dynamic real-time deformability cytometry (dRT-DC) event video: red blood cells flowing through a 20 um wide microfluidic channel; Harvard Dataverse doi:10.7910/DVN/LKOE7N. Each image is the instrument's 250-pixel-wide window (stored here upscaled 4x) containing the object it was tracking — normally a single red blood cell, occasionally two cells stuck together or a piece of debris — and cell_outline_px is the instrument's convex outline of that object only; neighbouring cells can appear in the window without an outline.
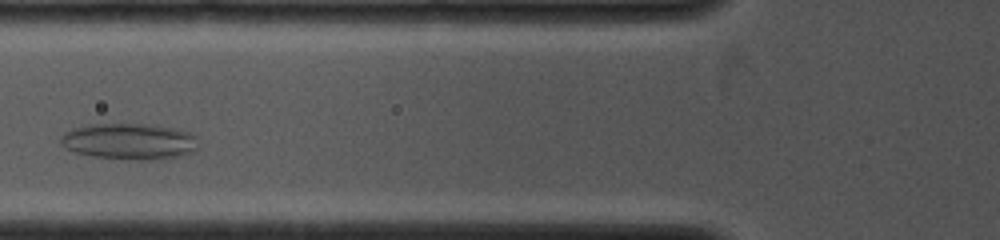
{"species": "common noctule bat (a hibernating species)", "species_latin": "Nyctalus noctula", "temperature_condition": "cold", "stored_images_in_passage": 4, "camera_frame_rate_fps": 4000, "um_per_image_px": 0.085, "animal": {"sex": "female", "body_mass_g": 19.0, "forearm_length_mm": 53.3}, "frame": {"image": 1, "passage_image": 2, "time_ms": 1.0, "image_size_px": [1000, 240], "cell_outline_px": [[196, 148], [192, 152], [180, 156], [140, 160], [136, 160], [92, 156], [72, 152], [64, 148], [60, 144], [60, 136], [64, 132], [72, 128], [88, 124], [156, 124], [176, 128], [188, 132], [196, 136]], "centroid_in_image_um": [10.93, 12.0], "position_along_channel_um": 114.9, "area_um2": 29.25}}